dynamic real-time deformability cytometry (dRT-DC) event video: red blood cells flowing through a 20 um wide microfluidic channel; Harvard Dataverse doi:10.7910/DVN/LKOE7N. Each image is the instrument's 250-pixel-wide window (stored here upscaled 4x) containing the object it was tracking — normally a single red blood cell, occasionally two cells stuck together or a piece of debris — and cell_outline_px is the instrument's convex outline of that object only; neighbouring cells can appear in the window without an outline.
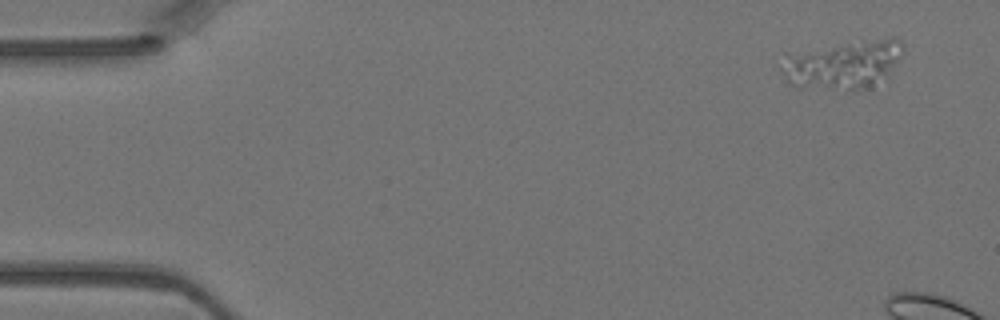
{"species": "Egyptian fruit bat (a non-hibernating species)", "species_latin": "Rousettus aegyptiacus", "temperature_condition": "warm", "stored_images_in_passage": 6, "segment_of_instrument_passage": [1, 2], "camera_frame_rate_fps": 3000, "um_per_image_px": 0.085, "animal": {"sex": "female"}, "frame": {"image": 1, "passage_image": 1, "time_ms": 0.0, "image_size_px": [1000, 320], "cell_outline_px": [[904, 52], [888, 76], [868, 88], [852, 92], [796, 88], [788, 84], [784, 80], [776, 64], [784, 52], [896, 36], [904, 44]], "centroid_in_image_um": [71.54, 5.52], "position_along_channel_um": 13.5, "area_um2": 36.3}}